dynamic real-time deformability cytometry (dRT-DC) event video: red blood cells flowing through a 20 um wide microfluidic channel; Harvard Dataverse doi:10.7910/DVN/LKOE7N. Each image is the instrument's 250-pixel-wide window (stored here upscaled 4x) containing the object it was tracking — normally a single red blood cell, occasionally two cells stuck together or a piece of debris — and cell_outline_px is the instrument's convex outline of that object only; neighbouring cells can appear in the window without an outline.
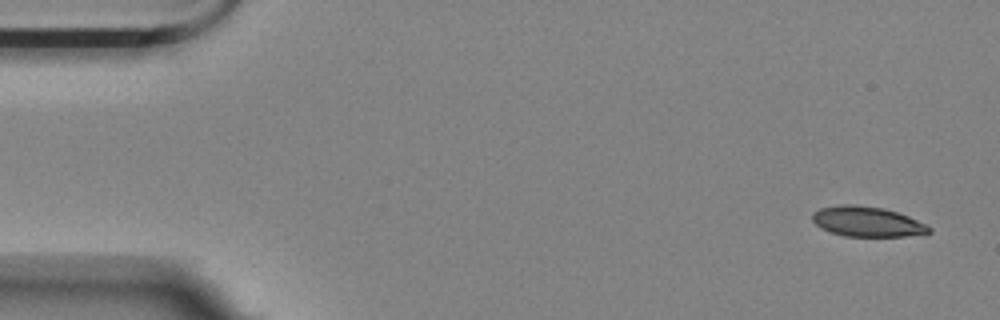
{"species": "Egyptian fruit bat (a non-hibernating species)", "species_latin": "Rousettus aegyptiacus", "temperature_condition": "room temperature", "stored_images_in_passage": 55, "camera_frame_rate_fps": 3000, "um_per_image_px": 0.085, "animal": {"sex": "female"}, "frame": {"image": 1, "passage_image": 1, "time_ms": 0.0, "image_size_px": [1000, 320], "cell_outline_px": [[932, 232], [924, 236], [844, 236], [832, 232], [816, 224], [812, 220], [812, 212], [820, 208], [840, 204], [856, 204], [884, 208], [908, 216], [932, 228]], "centroid_in_image_um": [73.75, 18.84], "position_along_channel_um": 11.3, "area_um2": 20.58}}
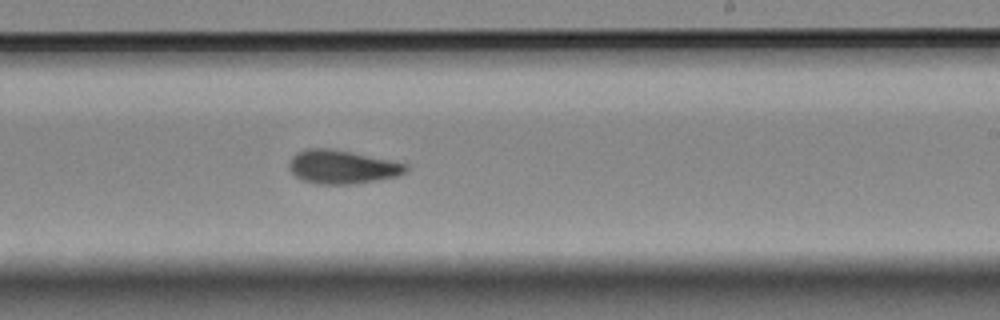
{"frame": {"image": 2, "passage_image": 32, "time_ms": 10.333, "image_size_px": [1000, 320], "cell_outline_px": [[408, 168], [400, 176], [352, 184], [320, 184], [304, 180], [296, 176], [292, 172], [288, 164], [292, 156], [296, 152], [308, 148], [328, 148], [352, 152], [408, 164]], "centroid_in_image_um": [29.08, 14.18], "position_along_channel_um": 259.9, "area_um2": 22.72}}
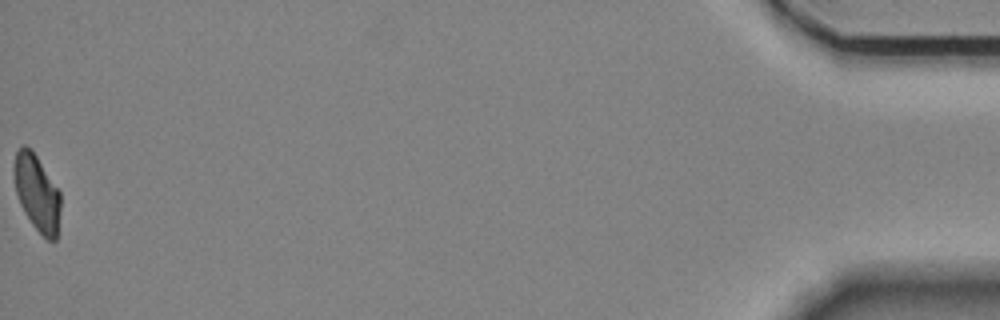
{"frame": {"image": 3, "passage_image": 55, "time_ms": 18.0, "image_size_px": [1000, 320], "cell_outline_px": [[60, 208], [56, 240], [48, 240], [32, 224], [24, 212], [20, 204], [16, 192], [12, 172], [12, 168], [16, 152], [24, 144], [36, 156], [60, 192]], "centroid_in_image_um": [3.11, 16.39], "position_along_channel_um": 432.1, "area_um2": 20.4}, "authors_computed_cell_mechanics": {"area_um2": 21.9062, "velocity_mm_per_s": 3.5314, "shape_relaxation_time_tau1_ms": 8.04, "shape_relaxation_time_tau2_ms": 3.3268, "deformation_change_tau1": 0.184, "deformation_change_tau2": 0.0854}}